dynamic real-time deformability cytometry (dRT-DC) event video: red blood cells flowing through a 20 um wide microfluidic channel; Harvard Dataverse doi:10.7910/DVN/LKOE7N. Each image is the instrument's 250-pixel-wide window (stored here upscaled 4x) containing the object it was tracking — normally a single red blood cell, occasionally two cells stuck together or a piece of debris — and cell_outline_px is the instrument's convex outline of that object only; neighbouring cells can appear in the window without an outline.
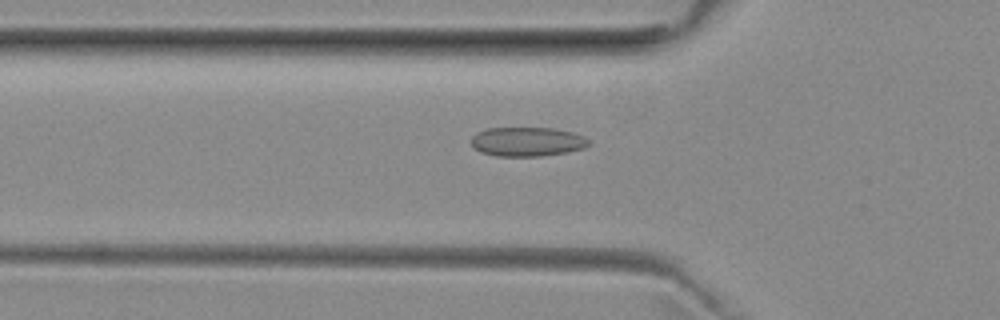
{"species": "common noctule bat (a hibernating species)", "species_latin": "Nyctalus noctula", "temperature_condition": "room temperature", "stored_images_in_passage": 48, "camera_frame_rate_fps": 3000, "um_per_image_px": 0.085, "animal": {"sex": "female", "body_mass_g": 29.2, "forearm_length_mm": 56.3}, "frame": {"image": 1, "passage_image": 17, "time_ms": 5.333, "image_size_px": [1000, 320], "cell_outline_px": [[592, 144], [584, 148], [568, 152], [540, 156], [496, 156], [480, 152], [472, 148], [472, 136], [476, 132], [488, 128], [552, 128], [572, 132], [584, 136]], "centroid_in_image_um": [44.81, 12.05], "position_along_channel_um": 81.0, "area_um2": 20.17}}
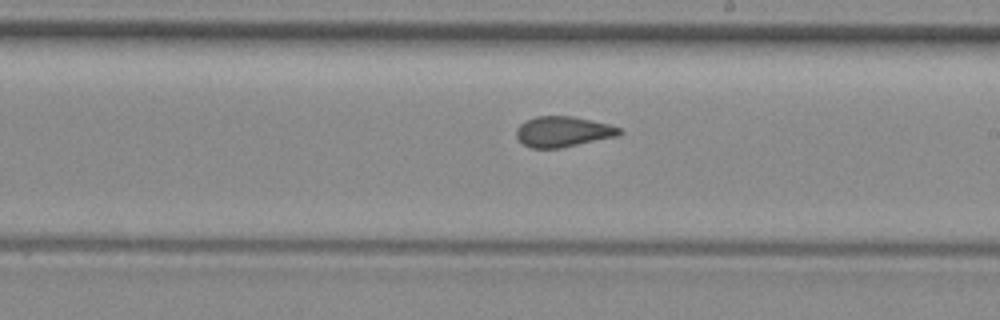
{"frame": {"image": 2, "passage_image": 29, "time_ms": 9.333, "image_size_px": [1000, 320], "cell_outline_px": [[624, 132], [620, 136], [560, 148], [532, 148], [524, 144], [516, 136], [516, 128], [524, 120], [536, 116], [572, 116], [592, 120], [608, 124], [620, 128]], "centroid_in_image_um": [47.87, 11.18], "position_along_channel_um": 241.1, "area_um2": 18.5}}
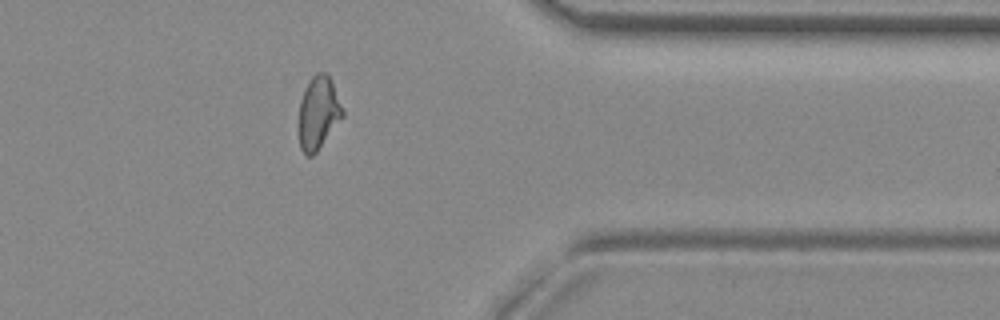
{"frame": {"image": 3, "passage_image": 41, "time_ms": 13.333, "image_size_px": [1000, 320], "cell_outline_px": [[344, 116], [316, 152], [312, 156], [308, 156], [300, 148], [300, 100], [304, 88], [308, 80], [316, 72], [324, 72], [328, 76], [332, 84], [344, 112]], "centroid_in_image_um": [27.06, 9.58], "position_along_channel_um": 384.3, "area_um2": 18.21}, "authors_computed_cell_mechanics": {"area_um2": 18.9006, "velocity_mm_per_s": 3.9997, "shape_relaxation_time_tau1_ms": null, "shape_relaxation_time_tau2_ms": 1.4386, "deformation_change_tau1": null, "deformation_change_tau2": 0.065}}